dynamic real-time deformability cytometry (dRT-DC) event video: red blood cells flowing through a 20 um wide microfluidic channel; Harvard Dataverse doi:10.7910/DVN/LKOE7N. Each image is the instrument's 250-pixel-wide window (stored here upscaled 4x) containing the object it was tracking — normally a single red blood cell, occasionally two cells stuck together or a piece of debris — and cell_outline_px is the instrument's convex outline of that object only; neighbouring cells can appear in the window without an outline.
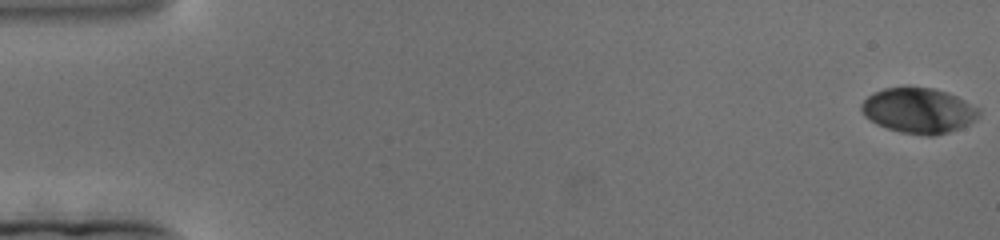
{"species": "human", "species_latin": "Homo sapiens", "temperature_condition": "cold", "stored_images_in_passage": 193, "camera_frame_rate_fps": 3000, "um_per_image_px": 0.085, "donor": {"sex": "female"}, "frame": {"image": 1, "passage_image": 1, "time_ms": 0.0, "image_size_px": [1000, 240], "cell_outline_px": [[980, 116], [976, 120], [960, 128], [936, 136], [924, 136], [900, 132], [876, 124], [864, 116], [860, 108], [860, 104], [872, 92], [884, 88], [904, 84], [932, 88], [948, 92], [980, 108]], "centroid_in_image_um": [78.07, 9.37], "position_along_channel_um": 6.9, "area_um2": 31.85}}
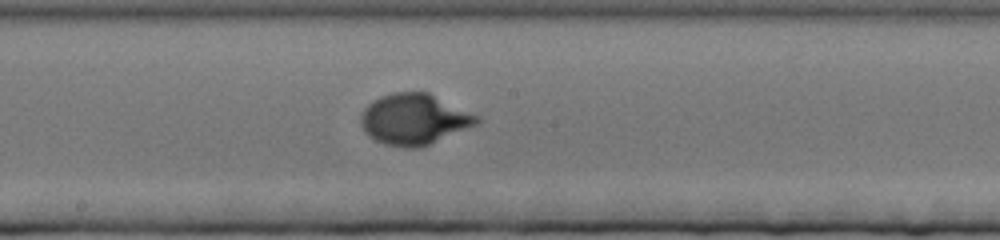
{"frame": {"image": 2, "passage_image": 105, "time_ms": 34.667, "image_size_px": [1000, 240], "cell_outline_px": [[480, 120], [476, 124], [420, 148], [404, 148], [384, 144], [376, 140], [364, 132], [360, 124], [360, 116], [364, 108], [372, 100], [380, 96], [392, 92], [428, 92], [480, 116]], "centroid_in_image_um": [35.16, 10.13], "position_along_channel_um": 213.0, "area_um2": 34.39}}
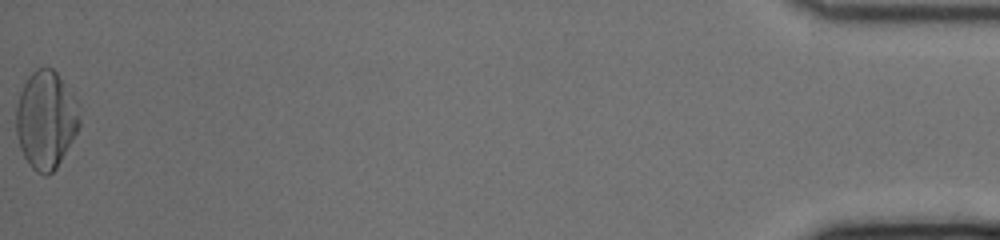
{"frame": {"image": 3, "passage_image": 193, "time_ms": 64.0, "image_size_px": [1000, 240], "cell_outline_px": [[80, 128], [56, 168], [48, 176], [44, 176], [36, 172], [28, 164], [20, 148], [16, 132], [16, 108], [20, 92], [28, 76], [36, 68], [52, 68], [56, 72], [72, 92], [80, 104]], "centroid_in_image_um": [3.92, 10.19], "position_along_channel_um": 431.3, "area_um2": 36.59}}